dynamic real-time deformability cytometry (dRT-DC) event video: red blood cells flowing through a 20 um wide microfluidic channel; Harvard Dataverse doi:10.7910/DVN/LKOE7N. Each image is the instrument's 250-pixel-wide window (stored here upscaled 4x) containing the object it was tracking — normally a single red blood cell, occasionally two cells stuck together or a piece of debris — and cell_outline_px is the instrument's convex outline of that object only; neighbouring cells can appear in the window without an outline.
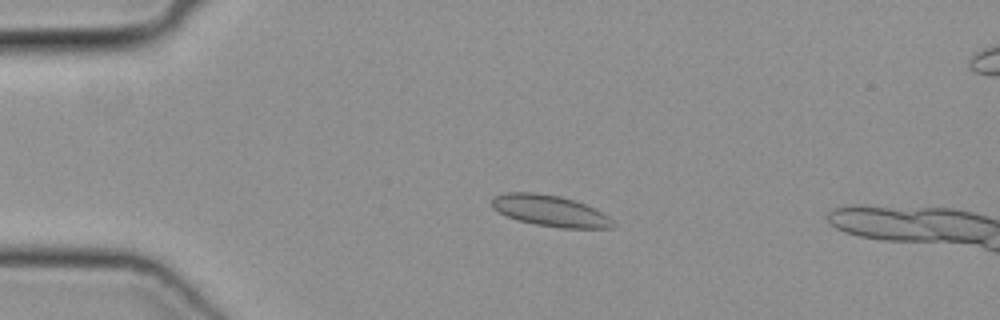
{"species": "common noctule bat (a hibernating species)", "species_latin": "Nyctalus noctula", "temperature_condition": "cold", "stored_images_in_passage": 51, "camera_frame_rate_fps": 3000, "um_per_image_px": 0.085, "animal": {"sex": "female", "body_mass_g": 19.3, "forearm_length_mm": 54.1}, "frame": {"image": 1, "passage_image": 12, "time_ms": 3.667, "image_size_px": [1000, 320], "cell_outline_px": [[616, 224], [612, 228], [560, 228], [536, 224], [516, 220], [496, 212], [492, 208], [492, 196], [504, 192], [536, 192], [560, 196], [596, 208], [608, 216]], "centroid_in_image_um": [46.72, 17.91], "position_along_channel_um": 38.3, "area_um2": 22.25}}
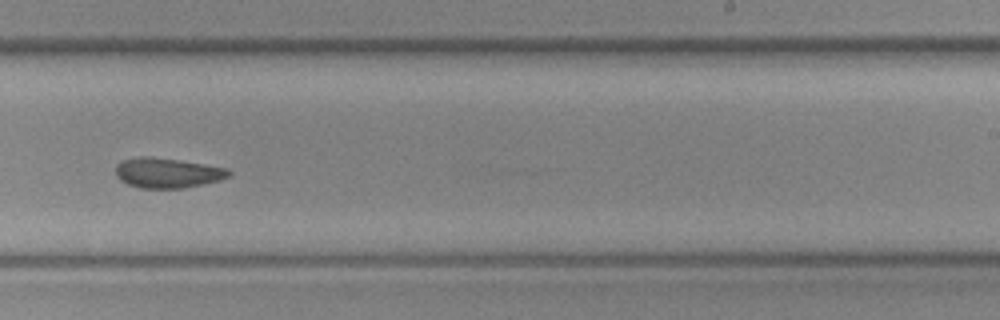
{"frame": {"image": 2, "passage_image": 32, "time_ms": 10.333, "image_size_px": [1000, 320], "cell_outline_px": [[232, 172], [228, 176], [220, 180], [184, 188], [140, 188], [128, 184], [120, 180], [116, 176], [116, 164], [124, 160], [140, 156], [148, 156], [176, 160], [228, 168]], "centroid_in_image_um": [14.21, 14.7], "position_along_channel_um": 274.8, "area_um2": 19.59}}
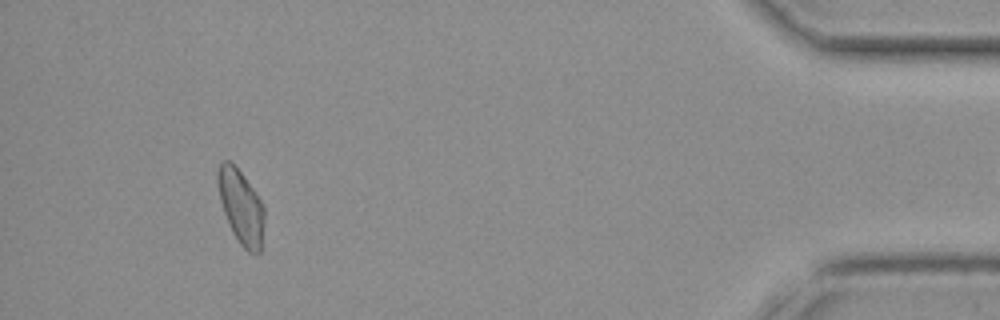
{"frame": {"image": 3, "passage_image": 47, "time_ms": 15.333, "image_size_px": [1000, 320], "cell_outline_px": [[264, 224], [260, 252], [248, 252], [240, 244], [232, 232], [228, 224], [220, 200], [216, 180], [216, 168], [220, 160], [228, 160], [240, 172], [256, 192], [264, 204]], "centroid_in_image_um": [20.46, 17.54], "position_along_channel_um": 414.7, "area_um2": 20.29}}